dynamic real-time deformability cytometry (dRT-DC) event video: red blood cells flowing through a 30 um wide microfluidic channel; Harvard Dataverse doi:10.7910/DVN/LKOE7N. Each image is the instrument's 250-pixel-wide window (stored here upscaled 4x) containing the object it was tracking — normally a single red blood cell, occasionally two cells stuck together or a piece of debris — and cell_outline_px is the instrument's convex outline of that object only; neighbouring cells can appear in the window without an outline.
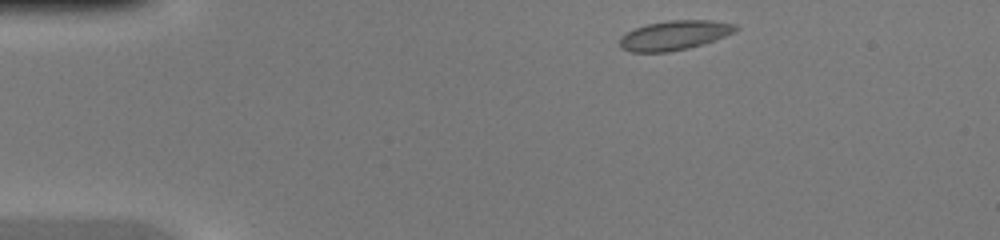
{"species": "common noctule bat (a hibernating species)", "species_latin": "Nyctalus noctula", "temperature_condition": "warm", "stored_images_in_passage": 39, "camera_frame_rate_fps": 3000, "um_per_image_px": 0.085, "animal": {"sex": "female", "body_mass_g": 20.0, "forearm_length_mm": 54.0}, "frame": {"image": 1, "passage_image": 1, "time_ms": 0.0, "image_size_px": [1000, 240], "cell_outline_px": [[740, 28], [716, 40], [704, 44], [688, 48], [668, 52], [632, 52], [620, 48], [620, 36], [636, 28], [648, 24], [668, 20], [712, 20], [736, 24]], "centroid_in_image_um": [57.34, 3.0], "position_along_channel_um": 27.7, "area_um2": 19.88}}
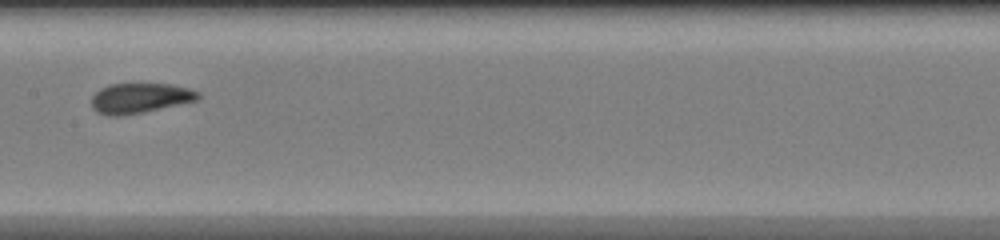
{"frame": {"image": 2, "passage_image": 17, "time_ms": 5.333, "image_size_px": [1000, 240], "cell_outline_px": [[200, 96], [196, 100], [144, 112], [120, 116], [108, 116], [96, 112], [92, 108], [92, 96], [100, 88], [108, 84], [168, 84], [188, 88], [200, 92]], "centroid_in_image_um": [11.85, 8.34], "position_along_channel_um": 195.6, "area_um2": 18.61}}
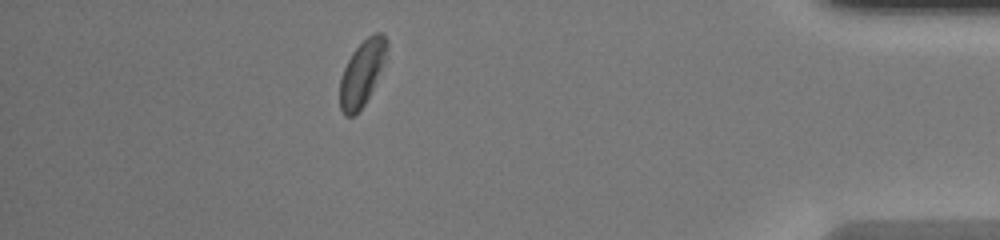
{"frame": {"image": 3, "passage_image": 34, "time_ms": 11.0, "image_size_px": [1000, 240], "cell_outline_px": [[388, 48], [384, 60], [372, 88], [364, 104], [352, 116], [344, 116], [340, 108], [340, 76], [352, 52], [368, 36], [376, 32], [380, 32], [388, 40]], "centroid_in_image_um": [30.75, 6.19], "position_along_channel_um": 404.5, "area_um2": 17.4}}